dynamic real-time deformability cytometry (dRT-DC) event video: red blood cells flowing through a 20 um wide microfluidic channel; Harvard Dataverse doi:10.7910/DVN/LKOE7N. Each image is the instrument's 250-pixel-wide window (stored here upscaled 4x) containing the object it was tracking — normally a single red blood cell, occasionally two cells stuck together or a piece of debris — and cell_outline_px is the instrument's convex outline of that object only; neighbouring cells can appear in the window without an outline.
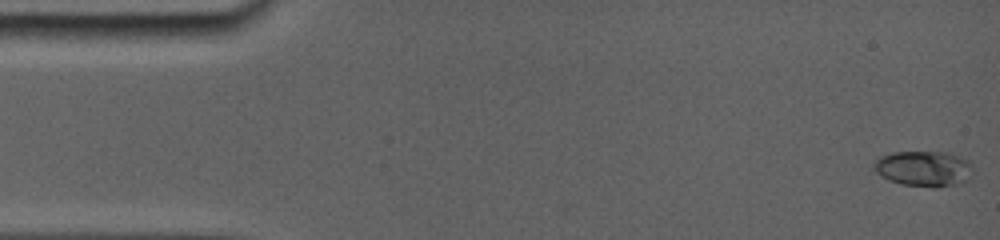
{"species": "common noctule bat (a hibernating species)", "species_latin": "Nyctalus noctula", "temperature_condition": "room temperature", "stored_images_in_passage": 38, "camera_frame_rate_fps": 5000, "um_per_image_px": 0.085, "animal": {"sex": "female", "body_mass_g": 19.0, "forearm_length_mm": 56.7}, "frame": {"image": 1, "passage_image": 1, "time_ms": 0.0, "image_size_px": [1000, 240], "cell_outline_px": [[952, 172], [948, 184], [904, 184], [892, 180], [876, 172], [876, 164], [884, 156], [900, 152], [924, 152], [932, 156], [948, 168]], "centroid_in_image_um": [77.66, 14.35], "position_along_channel_um": 7.3, "area_um2": 13.81}}
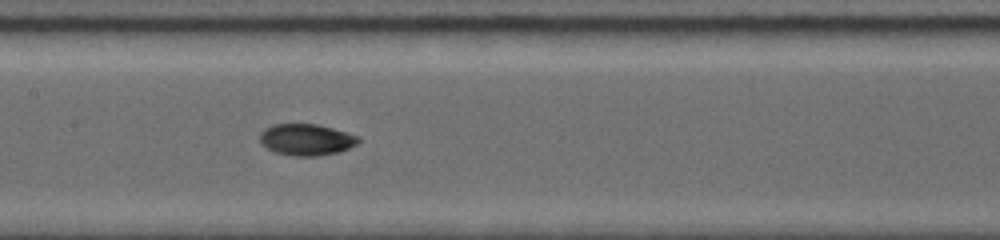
{"frame": {"image": 2, "passage_image": 19, "time_ms": 7.8, "image_size_px": [1000, 240], "cell_outline_px": [[360, 140], [356, 144], [348, 148], [336, 152], [316, 156], [296, 156], [276, 152], [268, 148], [260, 140], [260, 136], [268, 128], [276, 124], [316, 124], [344, 132], [356, 136]], "centroid_in_image_um": [26.05, 11.87], "position_along_channel_um": 181.4, "area_um2": 17.34}}
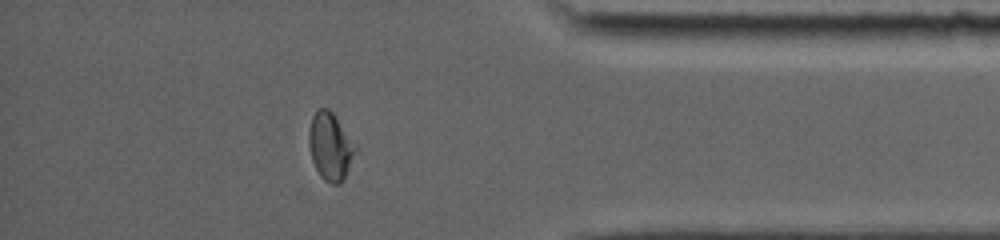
{"frame": {"image": 3, "passage_image": 33, "time_ms": 14.0, "image_size_px": [1000, 240], "cell_outline_px": [[356, 148], [344, 180], [340, 184], [332, 184], [324, 180], [320, 176], [312, 160], [308, 144], [308, 132], [312, 116], [316, 108], [328, 108], [332, 112], [356, 144]], "centroid_in_image_um": [28.05, 12.43], "position_along_channel_um": 407.1, "area_um2": 18.32}, "authors_computed_cell_mechanics": {"area_um2": 17.3978, "velocity_mm_per_s": 3.8553, "shape_relaxation_time_tau1_ms": 4.0834, "shape_relaxation_time_tau2_ms": 2.5864, "deformation_change_tau1": 0.1792, "deformation_change_tau2": 0.046}}